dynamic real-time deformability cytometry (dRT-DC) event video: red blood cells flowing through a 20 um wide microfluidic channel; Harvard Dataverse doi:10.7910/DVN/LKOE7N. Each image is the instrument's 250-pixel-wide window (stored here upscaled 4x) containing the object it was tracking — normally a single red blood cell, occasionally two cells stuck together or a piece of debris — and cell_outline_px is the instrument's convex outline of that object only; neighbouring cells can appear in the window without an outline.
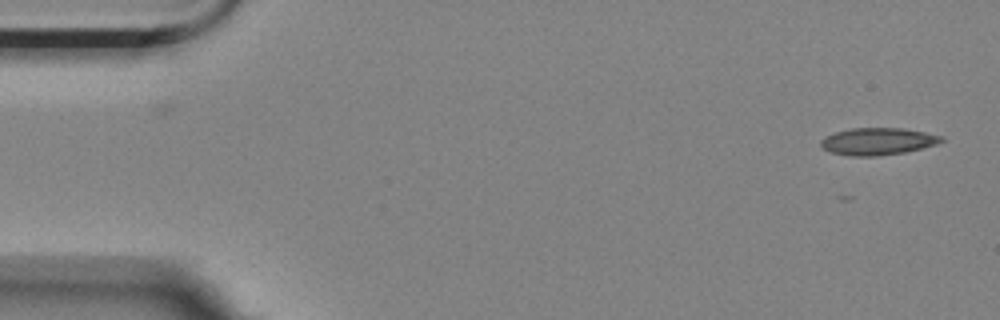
{"species": "Egyptian fruit bat (a non-hibernating species)", "species_latin": "Rousettus aegyptiacus", "temperature_condition": "room temperature", "stored_images_in_passage": 15, "camera_frame_rate_fps": 3000, "um_per_image_px": 0.085, "animal": {"sex": "female"}, "frame": {"image": 1, "passage_image": 1, "time_ms": 0.0, "image_size_px": [1000, 320], "cell_outline_px": [[944, 140], [936, 144], [904, 152], [876, 156], [848, 156], [828, 152], [820, 144], [820, 140], [836, 132], [852, 128], [904, 128], [944, 136]], "centroid_in_image_um": [74.6, 12.02], "position_along_channel_um": 10.4, "area_um2": 18.96}}
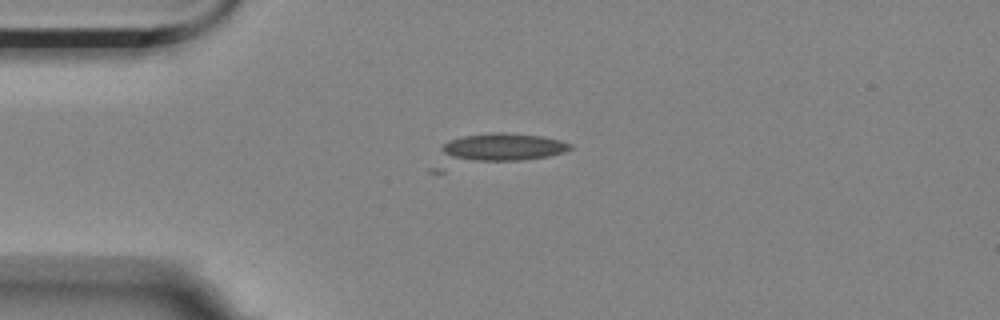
{"frame": {"image": 2, "passage_image": 12, "time_ms": 3.667, "image_size_px": [1000, 320], "cell_outline_px": [[572, 148], [564, 152], [548, 156], [444, 172], [428, 172], [428, 168], [440, 148], [444, 144], [452, 140], [464, 136], [496, 132], [504, 132], [540, 136], [560, 140], [572, 144]], "centroid_in_image_um": [41.97, 12.79], "position_along_channel_um": 43.0, "area_um2": 25.78}}